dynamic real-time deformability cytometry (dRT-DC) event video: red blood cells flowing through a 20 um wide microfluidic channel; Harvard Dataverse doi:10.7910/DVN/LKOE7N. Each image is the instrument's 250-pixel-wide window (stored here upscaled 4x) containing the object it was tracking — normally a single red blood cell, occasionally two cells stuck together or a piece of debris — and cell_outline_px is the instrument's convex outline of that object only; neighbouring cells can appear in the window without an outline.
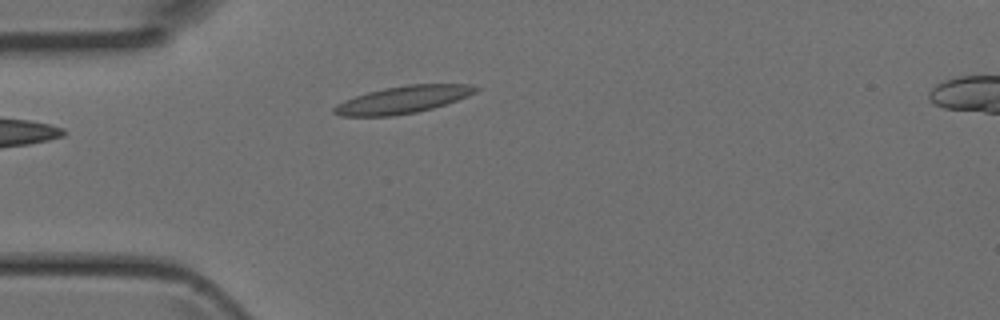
{"species": "Egyptian fruit bat (a non-hibernating species)", "species_latin": "Rousettus aegyptiacus", "temperature_condition": "room temperature", "stored_images_in_passage": 2, "segment_of_instrument_passage": [1, 2], "camera_frame_rate_fps": 3000, "um_per_image_px": 0.085, "animal": {"sex": "female"}, "frame": {"image": 1, "passage_image": 1, "time_ms": 0.0, "image_size_px": [1000, 320], "cell_outline_px": [[480, 88], [476, 92], [468, 96], [432, 108], [416, 112], [392, 116], [340, 116], [332, 112], [332, 108], [336, 104], [344, 100], [368, 92], [384, 88], [408, 84], [472, 84]], "centroid_in_image_um": [34.23, 8.47], "position_along_channel_um": 50.8, "area_um2": 22.48}}